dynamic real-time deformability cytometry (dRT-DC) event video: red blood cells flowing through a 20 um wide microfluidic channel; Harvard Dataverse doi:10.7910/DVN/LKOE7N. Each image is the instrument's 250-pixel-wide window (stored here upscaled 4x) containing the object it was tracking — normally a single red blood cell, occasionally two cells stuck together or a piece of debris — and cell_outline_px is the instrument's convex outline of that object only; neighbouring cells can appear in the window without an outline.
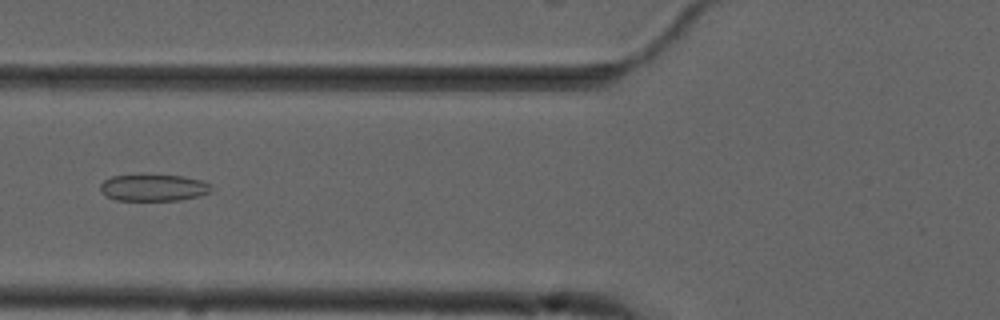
{"species": "common noctule bat (a hibernating species)", "species_latin": "Nyctalus noctula", "temperature_condition": "cold", "stored_images_in_passage": 55, "camera_frame_rate_fps": 3000, "um_per_image_px": 0.085, "animal": {"sex": "male", "forearm_length_mm": 52.5}, "frame": {"image": 1, "passage_image": 22, "time_ms": 7.0, "image_size_px": [1000, 320], "cell_outline_px": [[212, 184], [208, 192], [200, 196], [180, 200], [116, 200], [108, 196], [100, 188], [100, 184], [104, 180], [112, 176], [184, 176], [200, 180]], "centroid_in_image_um": [13.07, 15.96], "position_along_channel_um": 112.7, "area_um2": 16.82}}
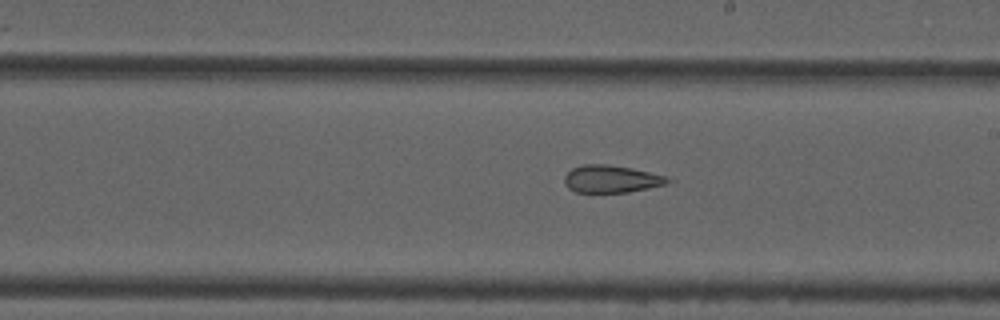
{"frame": {"image": 2, "passage_image": 32, "time_ms": 10.333, "image_size_px": [1000, 320], "cell_outline_px": [[676, 180], [664, 184], [648, 188], [628, 192], [576, 192], [568, 188], [564, 184], [564, 176], [572, 168], [584, 164], [608, 164], [632, 168], [664, 176]], "centroid_in_image_um": [51.94, 15.21], "position_along_channel_um": 237.1, "area_um2": 16.47}}
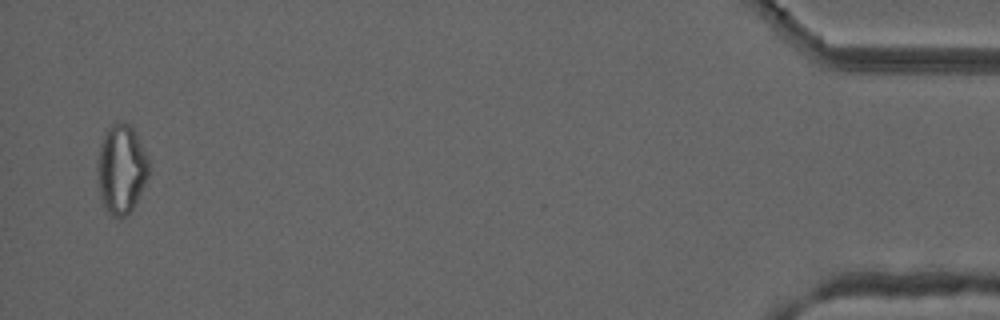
{"frame": {"image": 3, "passage_image": 54, "time_ms": 17.667, "image_size_px": [1000, 320], "cell_outline_px": [[148, 176], [128, 216], [112, 216], [104, 208], [100, 196], [96, 172], [96, 164], [100, 148], [104, 136], [108, 128], [112, 124], [132, 124], [148, 156]], "centroid_in_image_um": [10.3, 14.38], "position_along_channel_um": 424.9, "area_um2": 26.53}, "authors_computed_cell_mechanics": {"area_um2": 22.3686, "velocity_mm_per_s": 3.7288, "shape_relaxation_time_tau1_ms": null, "shape_relaxation_time_tau2_ms": 2.8656, "deformation_change_tau1": null, "deformation_change_tau2": 0.114}}